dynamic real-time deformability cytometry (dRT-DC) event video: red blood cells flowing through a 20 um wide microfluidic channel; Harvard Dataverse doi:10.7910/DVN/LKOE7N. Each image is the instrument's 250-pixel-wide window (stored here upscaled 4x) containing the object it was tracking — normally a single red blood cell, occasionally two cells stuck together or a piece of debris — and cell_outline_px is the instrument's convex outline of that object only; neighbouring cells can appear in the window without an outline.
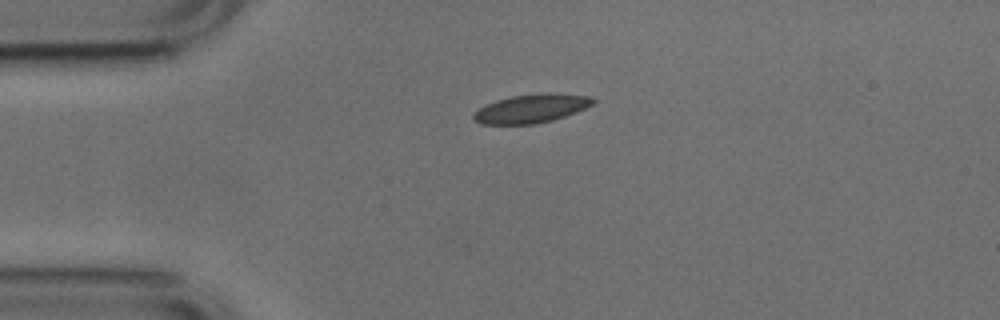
{"species": "common noctule bat (a hibernating species)", "species_latin": "Nyctalus noctula", "temperature_condition": "cold", "stored_images_in_passage": 42, "camera_frame_rate_fps": 3000, "um_per_image_px": 0.085, "animal": {"sex": "male", "body_mass_g": 17.9, "forearm_length_mm": 54.2}, "frame": {"image": 1, "passage_image": 1, "time_ms": 0.0, "image_size_px": [1000, 320], "cell_outline_px": [[596, 100], [592, 104], [576, 112], [552, 120], [536, 124], [480, 124], [472, 116], [480, 108], [496, 100], [512, 96], [544, 92], [552, 92], [592, 96]], "centroid_in_image_um": [45.21, 9.21], "position_along_channel_um": 39.8, "area_um2": 19.88}}
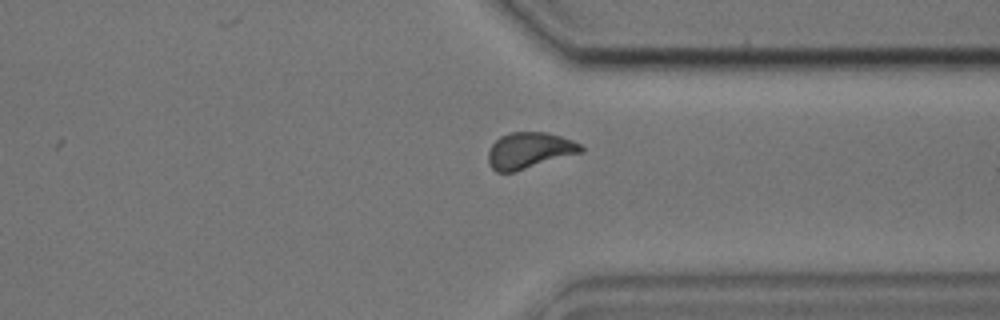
{"frame": {"image": 2, "passage_image": 29, "time_ms": 9.333, "image_size_px": [1000, 320], "cell_outline_px": [[584, 152], [512, 172], [496, 172], [488, 164], [488, 152], [492, 144], [500, 136], [508, 132], [544, 132], [560, 136], [572, 140], [580, 144], [584, 148]], "centroid_in_image_um": [44.98, 12.78], "position_along_channel_um": 366.4, "area_um2": 19.54}}
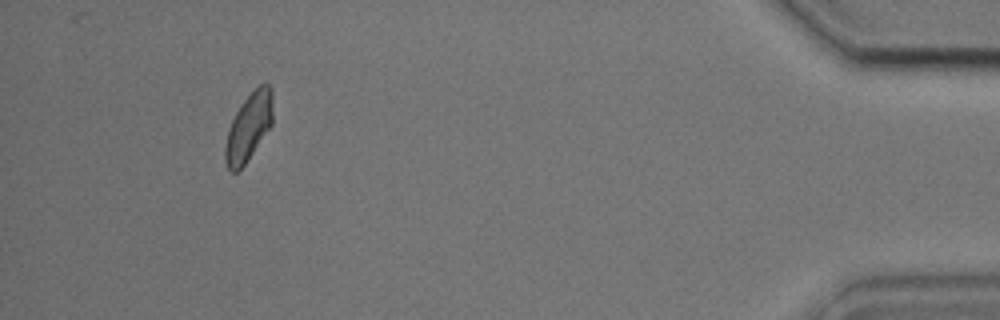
{"frame": {"image": 3, "passage_image": 38, "time_ms": 12.333, "image_size_px": [1000, 320], "cell_outline_px": [[272, 124], [244, 164], [236, 172], [232, 172], [228, 168], [224, 160], [224, 148], [228, 128], [240, 104], [260, 84], [268, 84], [272, 88]], "centroid_in_image_um": [21.12, 10.79], "position_along_channel_um": 414.1, "area_um2": 18.5}, "authors_computed_cell_mechanics": {"area_um2": 19.5653, "velocity_mm_per_s": 3.7668, "shape_relaxation_time_tau1_ms": 3.4101, "shape_relaxation_time_tau2_ms": 2.3733, "deformation_change_tau1": 0.0765, "deformation_change_tau2": 0.0516}}